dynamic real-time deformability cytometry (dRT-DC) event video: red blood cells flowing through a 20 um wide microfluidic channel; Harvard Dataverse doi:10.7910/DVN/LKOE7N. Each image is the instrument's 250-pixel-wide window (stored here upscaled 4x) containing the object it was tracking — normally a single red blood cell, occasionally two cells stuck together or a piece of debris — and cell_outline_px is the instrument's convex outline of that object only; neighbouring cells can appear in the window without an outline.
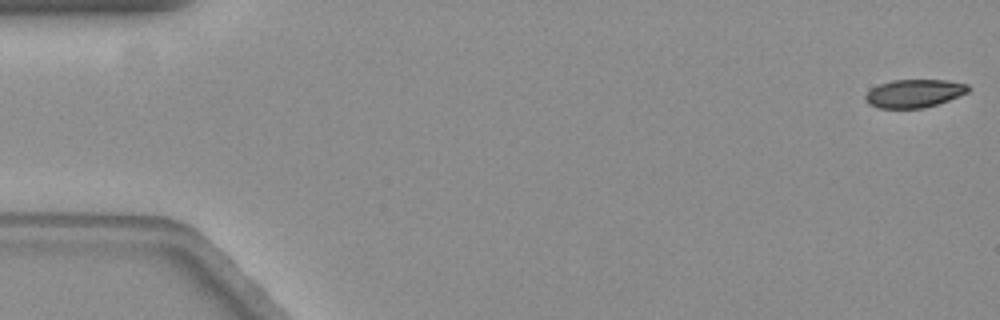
{"species": "common noctule bat (a hibernating species)", "species_latin": "Nyctalus noctula", "temperature_condition": "warm", "stored_images_in_passage": 20, "camera_frame_rate_fps": 3000, "um_per_image_px": 0.085, "animal": {"sex": "female", "body_mass_g": 19.3, "forearm_length_mm": 54.1}, "frame": {"image": 1, "passage_image": 1, "time_ms": 0.0, "image_size_px": [1000, 320], "cell_outline_px": [[968, 92], [948, 100], [924, 108], [880, 108], [868, 104], [864, 100], [864, 96], [872, 88], [880, 84], [892, 80], [948, 80], [968, 84]], "centroid_in_image_um": [77.68, 7.94], "position_along_channel_um": 7.3, "area_um2": 16.76}}
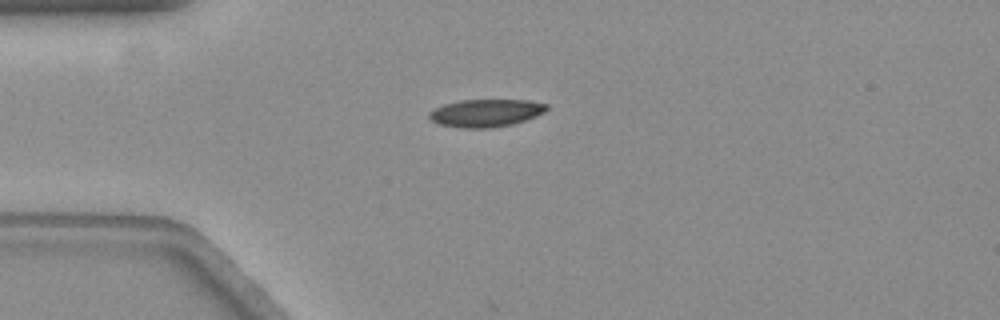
{"frame": {"image": 2, "passage_image": 15, "time_ms": 4.667, "image_size_px": [1000, 320], "cell_outline_px": [[548, 108], [544, 112], [536, 116], [512, 124], [488, 128], [460, 128], [440, 124], [432, 120], [428, 116], [428, 112], [444, 104], [460, 100], [528, 100], [548, 104]], "centroid_in_image_um": [41.3, 9.6], "position_along_channel_um": 43.7, "area_um2": 18.84}}